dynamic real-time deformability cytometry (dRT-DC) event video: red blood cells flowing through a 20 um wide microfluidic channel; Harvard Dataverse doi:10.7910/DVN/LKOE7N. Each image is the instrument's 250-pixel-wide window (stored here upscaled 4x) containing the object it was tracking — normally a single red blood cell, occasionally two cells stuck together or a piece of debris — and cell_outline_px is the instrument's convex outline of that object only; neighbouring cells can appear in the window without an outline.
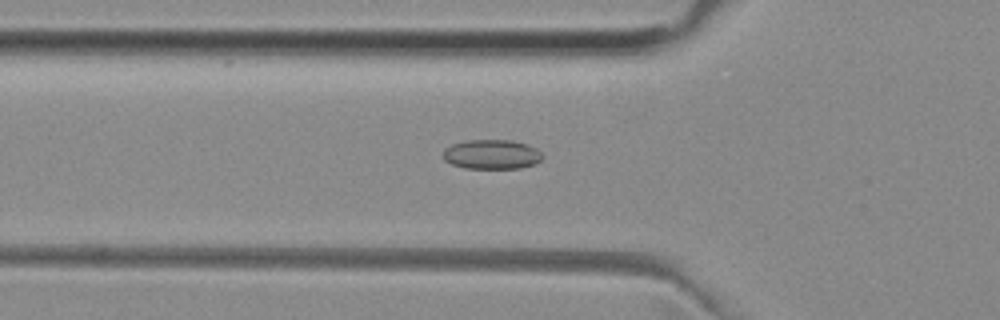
{"species": "common noctule bat (a hibernating species)", "species_latin": "Nyctalus noctula", "temperature_condition": "room temperature", "stored_images_in_passage": 17, "camera_frame_rate_fps": 3000, "um_per_image_px": 0.085, "animal": {"sex": "female", "body_mass_g": 29.2, "forearm_length_mm": 56.3}, "frame": {"image": 1, "passage_image": 10, "time_ms": 3.0, "image_size_px": [1000, 320], "cell_outline_px": [[544, 156], [536, 164], [520, 168], [464, 168], [452, 164], [444, 160], [444, 148], [452, 144], [464, 140], [512, 140], [528, 144], [536, 148]], "centroid_in_image_um": [41.81, 13.11], "position_along_channel_um": 84.0, "area_um2": 17.22}}
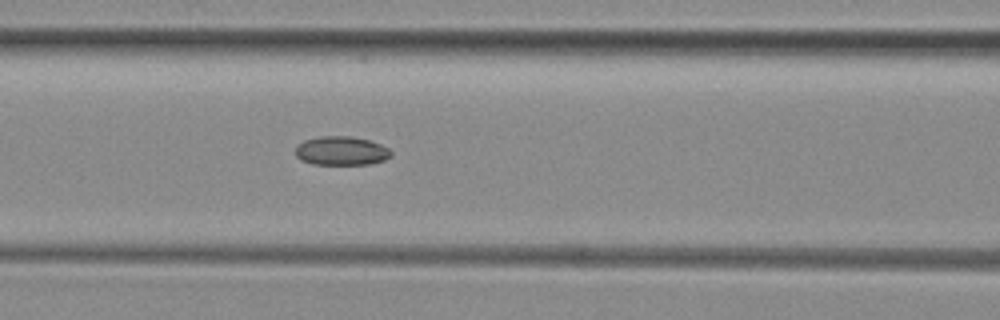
{"frame": {"image": 2, "passage_image": 14, "time_ms": 4.333, "image_size_px": [1000, 320], "cell_outline_px": [[392, 156], [384, 160], [368, 164], [312, 164], [300, 160], [296, 156], [296, 148], [304, 140], [320, 136], [348, 136], [368, 140], [380, 144], [388, 148], [392, 152]], "centroid_in_image_um": [29.01, 12.82], "position_along_channel_um": 137.6, "area_um2": 16.01}}
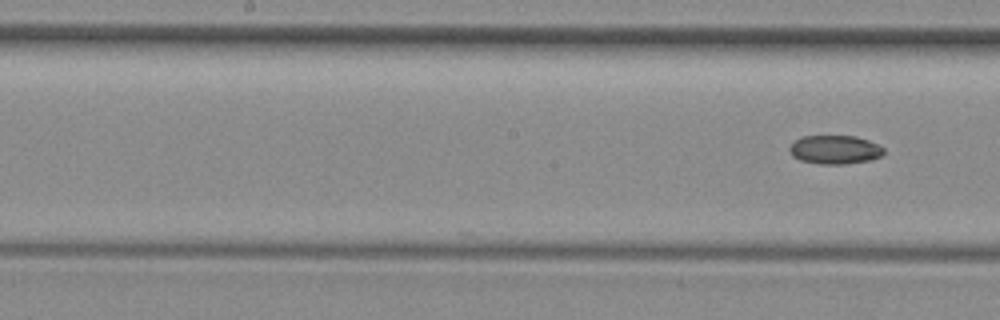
{"frame": {"image": 3, "passage_image": 17, "time_ms": 5.333, "image_size_px": [1000, 320], "cell_outline_px": [[884, 152], [880, 156], [872, 160], [844, 164], [820, 164], [800, 160], [792, 156], [788, 148], [796, 140], [804, 136], [856, 136], [868, 140], [884, 148]], "centroid_in_image_um": [70.96, 12.73], "position_along_channel_um": 177.2, "area_um2": 15.72}}